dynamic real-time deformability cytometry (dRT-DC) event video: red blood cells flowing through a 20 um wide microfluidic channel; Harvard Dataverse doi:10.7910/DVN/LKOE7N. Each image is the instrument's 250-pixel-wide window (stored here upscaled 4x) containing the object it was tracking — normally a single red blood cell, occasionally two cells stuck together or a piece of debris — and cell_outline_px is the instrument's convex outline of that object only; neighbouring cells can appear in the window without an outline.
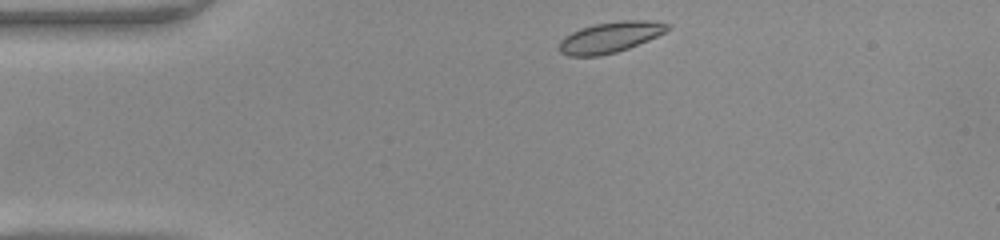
{"species": "common noctule bat (a hibernating species)", "species_latin": "Nyctalus noctula", "temperature_condition": "warm", "stored_images_in_passage": 40, "camera_frame_rate_fps": 3000, "um_per_image_px": 0.085, "animal": {"sex": "female", "body_mass_g": 22.0, "forearm_length_mm": 56.7}, "frame": {"image": 1, "passage_image": 1, "time_ms": 0.0, "image_size_px": [1000, 240], "cell_outline_px": [[672, 28], [648, 40], [628, 48], [616, 52], [600, 56], [568, 56], [560, 52], [560, 40], [564, 36], [580, 28], [596, 24], [620, 20], [652, 20], [672, 24]], "centroid_in_image_um": [51.89, 3.15], "position_along_channel_um": 33.1, "area_um2": 19.48}}
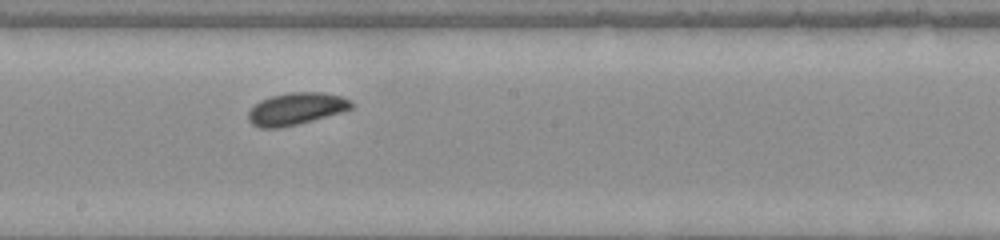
{"frame": {"image": 2, "passage_image": 18, "time_ms": 5.667, "image_size_px": [1000, 240], "cell_outline_px": [[352, 108], [340, 112], [312, 120], [280, 128], [260, 128], [252, 124], [248, 120], [248, 112], [260, 100], [272, 96], [288, 92], [324, 92], [344, 96], [352, 100]], "centroid_in_image_um": [25.17, 9.23], "position_along_channel_um": 223.0, "area_um2": 19.25}}
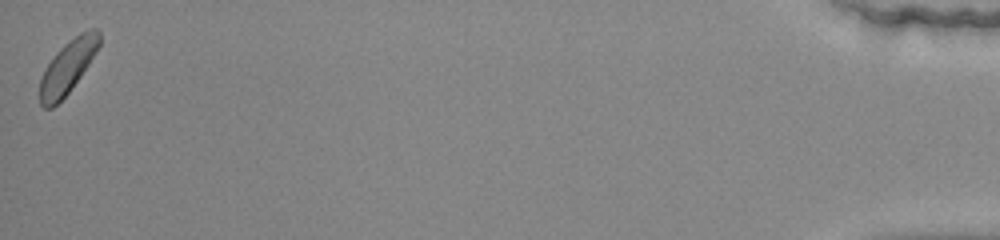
{"frame": {"image": 3, "passage_image": 40, "time_ms": 13.0, "image_size_px": [1000, 240], "cell_outline_px": [[100, 44], [96, 52], [80, 76], [68, 92], [52, 108], [44, 108], [40, 104], [40, 80], [44, 68], [56, 52], [64, 44], [80, 32], [88, 28], [96, 28], [100, 32]], "centroid_in_image_um": [5.75, 5.65], "position_along_channel_um": 429.4, "area_um2": 18.21}, "authors_computed_cell_mechanics": {"area_um2": 18.8717, "velocity_mm_per_s": 4.158, "shape_relaxation_time_tau1_ms": 2.9903, "shape_relaxation_time_tau2_ms": null, "deformation_change_tau1": 0.0879, "deformation_change_tau2": null}}